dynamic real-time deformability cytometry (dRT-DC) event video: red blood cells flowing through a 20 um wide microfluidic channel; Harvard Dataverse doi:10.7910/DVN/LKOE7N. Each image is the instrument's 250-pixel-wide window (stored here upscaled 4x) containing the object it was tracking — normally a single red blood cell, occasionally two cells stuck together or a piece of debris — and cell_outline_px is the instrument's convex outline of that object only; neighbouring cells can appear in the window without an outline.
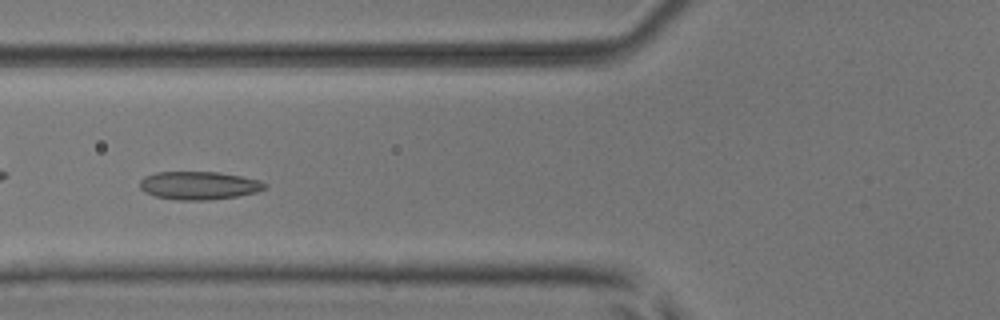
{"species": "common noctule bat (a hibernating species)", "species_latin": "Nyctalus noctula", "temperature_condition": "room temperature", "stored_images_in_passage": 38, "camera_frame_rate_fps": 3000, "um_per_image_px": 0.085, "animal": {"sex": "male", "body_mass_g": 17.9, "forearm_length_mm": 54.2}, "frame": {"image": 1, "passage_image": 5, "time_ms": 1.333, "image_size_px": [1000, 320], "cell_outline_px": [[268, 188], [256, 192], [236, 196], [212, 200], [180, 200], [156, 196], [144, 192], [140, 188], [140, 180], [144, 176], [156, 172], [220, 172], [260, 180], [268, 184]], "centroid_in_image_um": [16.93, 15.76], "position_along_channel_um": 108.9, "area_um2": 20.58}}
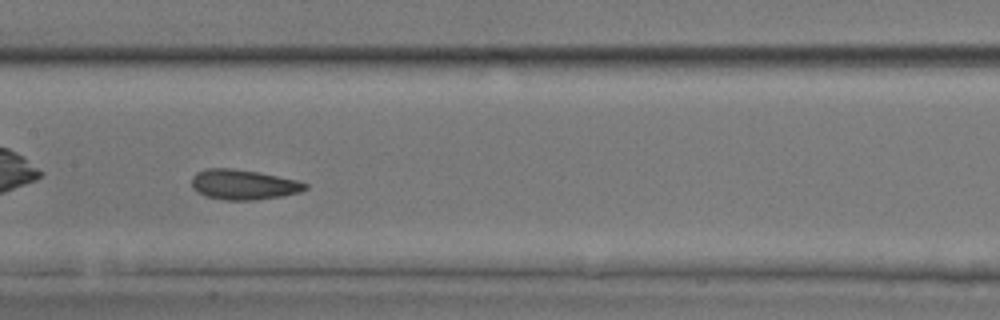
{"frame": {"image": 2, "passage_image": 11, "time_ms": 3.333, "image_size_px": [1000, 320], "cell_outline_px": [[308, 188], [300, 192], [280, 196], [256, 200], [224, 200], [204, 196], [196, 192], [192, 188], [192, 176], [196, 172], [204, 168], [232, 168], [260, 172], [296, 180], [308, 184]], "centroid_in_image_um": [20.65, 15.68], "position_along_channel_um": 186.8, "area_um2": 20.11}}
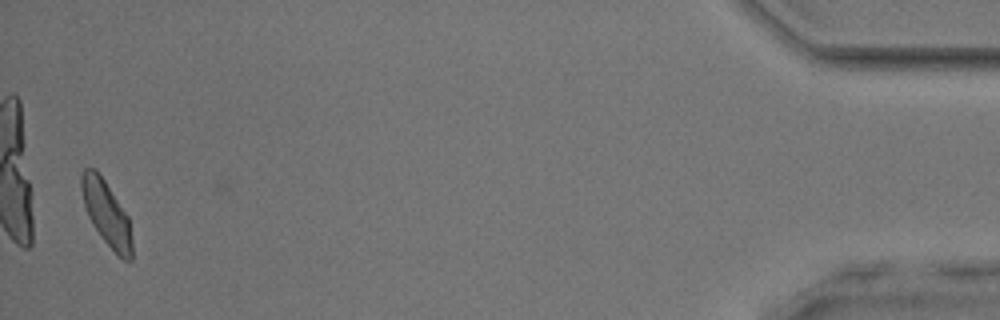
{"frame": {"image": 3, "passage_image": 36, "time_ms": 11.667, "image_size_px": [1000, 320], "cell_outline_px": [[132, 260], [124, 260], [116, 256], [100, 236], [92, 224], [88, 216], [84, 204], [80, 188], [80, 176], [84, 168], [96, 168], [128, 216], [132, 240]], "centroid_in_image_um": [9.04, 18.16], "position_along_channel_um": 426.2, "area_um2": 19.25}, "authors_computed_cell_mechanics": {"area_um2": 19.5942, "velocity_mm_per_s": 3.9098, "shape_relaxation_time_tau1_ms": 3.827, "shape_relaxation_time_tau2_ms": 1.2787, "deformation_change_tau1": 0.0998, "deformation_change_tau2": 0.0687}}